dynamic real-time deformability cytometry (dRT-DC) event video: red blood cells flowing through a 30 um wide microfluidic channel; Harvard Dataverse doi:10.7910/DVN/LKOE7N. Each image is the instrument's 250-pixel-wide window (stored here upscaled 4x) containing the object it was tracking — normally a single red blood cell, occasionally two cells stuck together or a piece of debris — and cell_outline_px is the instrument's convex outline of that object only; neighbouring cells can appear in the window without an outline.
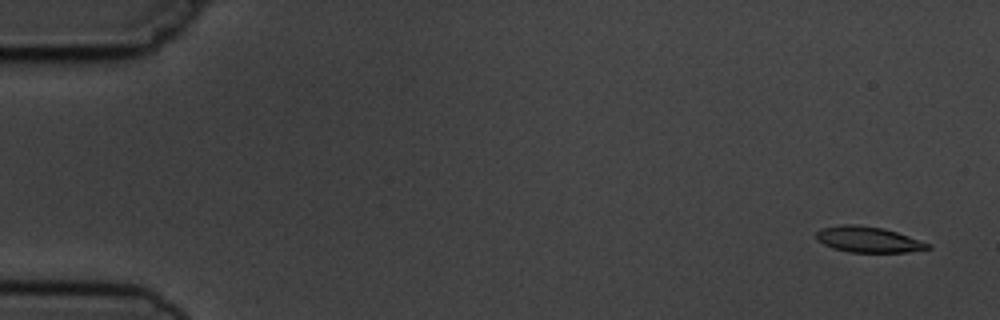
{"species": "common noctule bat (a hibernating species)", "species_latin": "Nyctalus noctula", "temperature_condition": "cold", "stored_images_in_passage": 4, "camera_frame_rate_fps": 3000, "um_per_image_px": 0.085, "animal": {"sex": "male", "body_mass_g": 19.5, "forearm_length_mm": 54.6}, "frame": {"image": 1, "passage_image": 1, "time_ms": 0.0, "image_size_px": [1000, 320], "cell_outline_px": [[932, 248], [908, 252], [848, 252], [832, 248], [816, 240], [816, 232], [820, 228], [840, 224], [856, 224], [884, 228], [932, 244]], "centroid_in_image_um": [73.78, 20.35], "position_along_channel_um": 11.2, "area_um2": 16.94}}
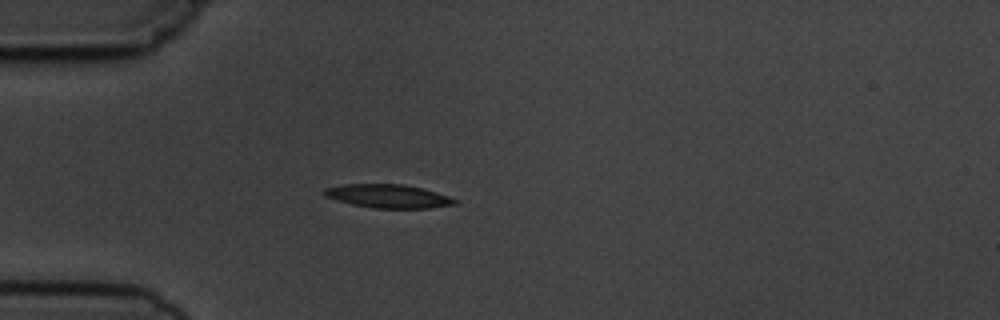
{"frame": {"image": 2, "passage_image": 4, "time_ms": 4.333, "image_size_px": [1000, 320], "cell_outline_px": [[460, 200], [456, 204], [428, 208], [372, 208], [352, 204], [336, 200], [324, 196], [320, 192], [324, 188], [344, 184], [404, 184], [436, 192]], "centroid_in_image_um": [32.96, 16.67], "position_along_channel_um": 52.0, "area_um2": 17.98}}